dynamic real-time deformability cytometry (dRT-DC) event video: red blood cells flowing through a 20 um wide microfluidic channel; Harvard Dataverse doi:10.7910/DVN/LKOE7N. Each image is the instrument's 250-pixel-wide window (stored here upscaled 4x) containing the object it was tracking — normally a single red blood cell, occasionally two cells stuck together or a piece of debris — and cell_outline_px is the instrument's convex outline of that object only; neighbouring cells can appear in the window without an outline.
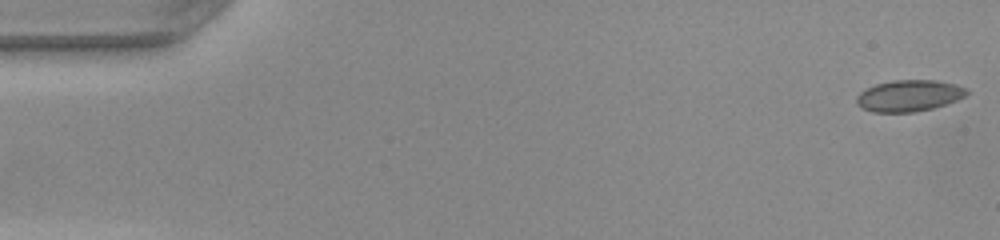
{"species": "common noctule bat (a hibernating species)", "species_latin": "Nyctalus noctula", "temperature_condition": "warm", "stored_images_in_passage": 49, "camera_frame_rate_fps": 3000, "um_per_image_px": 0.085, "animal": {"sex": "female", "body_mass_g": 22.0, "forearm_length_mm": 56.7}, "frame": {"image": 1, "passage_image": 1, "time_ms": 0.0, "image_size_px": [1000, 240], "cell_outline_px": [[968, 92], [964, 96], [956, 100], [932, 108], [912, 112], [872, 112], [860, 108], [856, 104], [856, 96], [860, 92], [876, 84], [892, 80], [936, 80], [956, 84], [968, 88]], "centroid_in_image_um": [77.24, 8.13], "position_along_channel_um": 7.8, "area_um2": 20.17}}
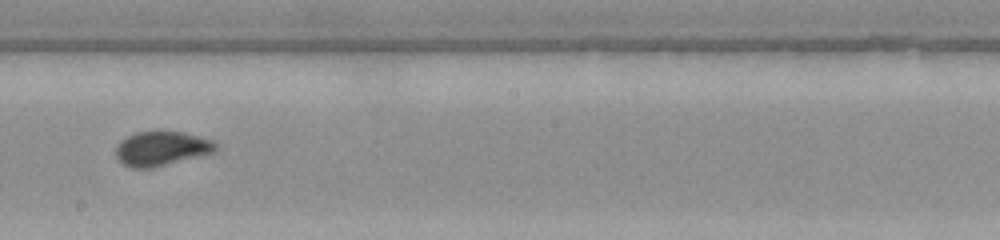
{"frame": {"image": 2, "passage_image": 28, "time_ms": 9.0, "image_size_px": [1000, 240], "cell_outline_px": [[216, 148], [212, 152], [152, 168], [132, 168], [124, 164], [116, 156], [116, 148], [120, 140], [136, 132], [184, 132], [200, 136], [212, 140], [216, 144]], "centroid_in_image_um": [13.7, 12.62], "position_along_channel_um": 234.5, "area_um2": 19.59}}
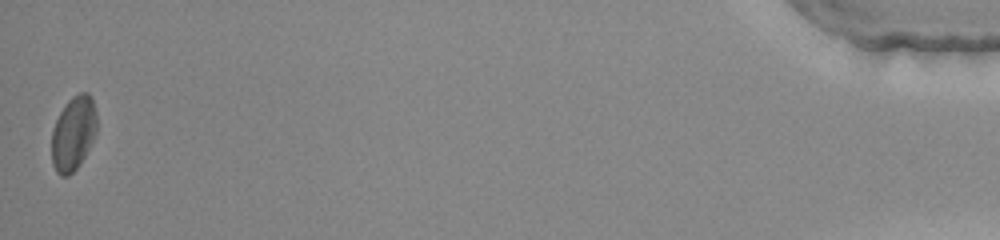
{"frame": {"image": 3, "passage_image": 49, "time_ms": 16.0, "image_size_px": [1000, 240], "cell_outline_px": [[96, 132], [80, 164], [68, 176], [60, 176], [56, 172], [52, 164], [52, 132], [56, 120], [60, 112], [68, 100], [72, 96], [80, 92], [88, 92], [92, 96], [96, 112]], "centroid_in_image_um": [6.23, 11.31], "position_along_channel_um": 429.0, "area_um2": 19.48}, "authors_computed_cell_mechanics": {"area_um2": 19.652, "velocity_mm_per_s": 4.1419, "shape_relaxation_time_tau1_ms": 3.5047, "shape_relaxation_time_tau2_ms": null, "deformation_change_tau1": 0.1154, "deformation_change_tau2": null}}